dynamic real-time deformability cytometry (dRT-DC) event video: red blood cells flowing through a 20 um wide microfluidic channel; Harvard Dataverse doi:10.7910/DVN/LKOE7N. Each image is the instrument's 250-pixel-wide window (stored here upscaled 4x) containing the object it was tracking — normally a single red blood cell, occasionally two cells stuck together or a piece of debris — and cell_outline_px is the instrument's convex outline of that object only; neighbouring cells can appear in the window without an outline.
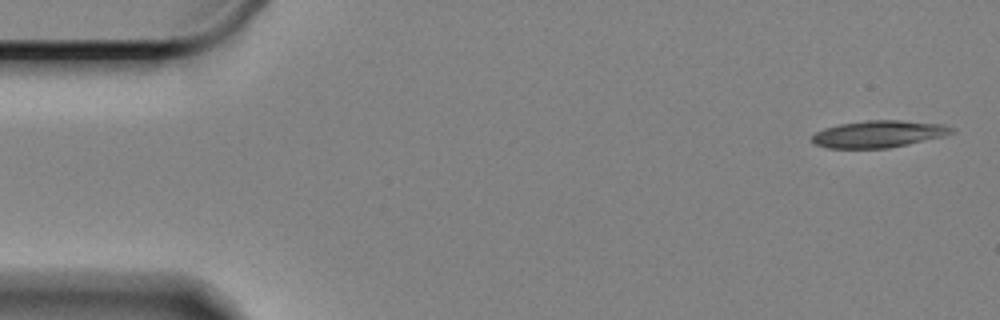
{"species": "Egyptian fruit bat (a non-hibernating species)", "species_latin": "Rousettus aegyptiacus", "temperature_condition": "cold", "stored_images_in_passage": 16, "camera_frame_rate_fps": 3000, "um_per_image_px": 0.085, "animal": {"sex": "female"}, "frame": {"image": 1, "passage_image": 1, "time_ms": 0.0, "image_size_px": [1000, 320], "cell_outline_px": [[956, 132], [944, 136], [908, 144], [888, 148], [828, 148], [816, 144], [812, 140], [812, 136], [816, 132], [824, 128], [840, 124], [868, 120], [900, 120], [940, 124], [956, 128]], "centroid_in_image_um": [74.71, 11.39], "position_along_channel_um": 10.3, "area_um2": 21.85}}
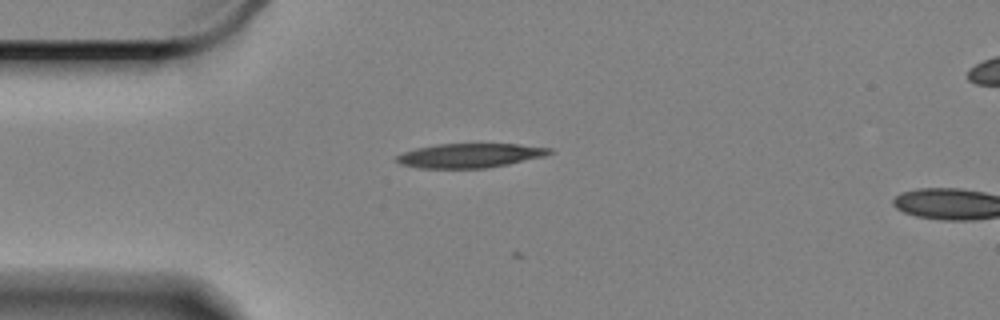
{"frame": {"image": 2, "passage_image": 13, "time_ms": 4.0, "image_size_px": [1000, 320], "cell_outline_px": [[556, 152], [544, 156], [508, 164], [488, 168], [416, 168], [400, 164], [396, 160], [396, 156], [404, 152], [416, 148], [436, 144], [516, 144], [552, 148]], "centroid_in_image_um": [39.95, 13.22], "position_along_channel_um": 45.1, "area_um2": 21.68}}